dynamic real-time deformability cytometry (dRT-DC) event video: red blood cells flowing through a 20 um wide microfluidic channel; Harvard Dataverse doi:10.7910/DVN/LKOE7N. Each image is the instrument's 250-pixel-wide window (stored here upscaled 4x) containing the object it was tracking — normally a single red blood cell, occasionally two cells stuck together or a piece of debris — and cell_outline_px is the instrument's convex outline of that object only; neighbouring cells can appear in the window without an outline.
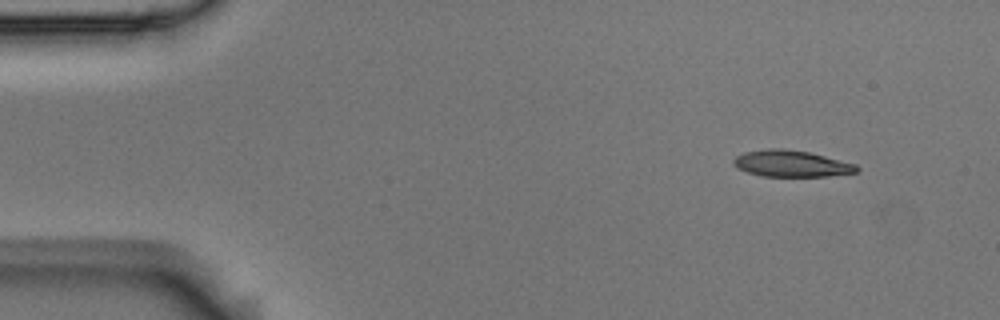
{"species": "Egyptian fruit bat (a non-hibernating species)", "species_latin": "Rousettus aegyptiacus", "temperature_condition": "room temperature", "stored_images_in_passage": 6, "segment_of_instrument_passage": [2, 2], "camera_frame_rate_fps": 3000, "um_per_image_px": 0.085, "animal": {"sex": "male"}, "frame": {"image": 1, "passage_image": 6, "time_ms": 1.667, "image_size_px": [1000, 320], "cell_outline_px": [[860, 168], [856, 172], [828, 176], [764, 176], [748, 172], [736, 168], [732, 164], [732, 160], [736, 156], [744, 152], [768, 148], [784, 148], [808, 152], [856, 164]], "centroid_in_image_um": [67.22, 13.9], "position_along_channel_um": 17.8, "area_um2": 18.96}}